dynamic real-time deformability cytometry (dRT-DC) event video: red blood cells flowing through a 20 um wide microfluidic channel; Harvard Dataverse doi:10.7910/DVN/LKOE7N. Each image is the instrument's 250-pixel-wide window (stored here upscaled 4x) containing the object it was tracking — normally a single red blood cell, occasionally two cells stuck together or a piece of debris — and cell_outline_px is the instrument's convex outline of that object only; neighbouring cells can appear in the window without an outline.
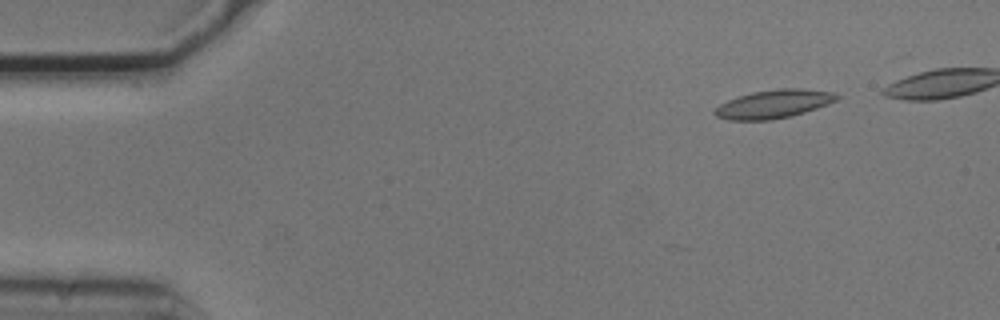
{"species": "common noctule bat (a hibernating species)", "species_latin": "Nyctalus noctula", "temperature_condition": "cold", "stored_images_in_passage": 39, "camera_frame_rate_fps": 3000, "um_per_image_px": 0.085, "animal": {"sex": "male", "body_mass_g": 20.5, "forearm_length_mm": 52.5}, "frame": {"image": 1, "passage_image": 1, "time_ms": 0.0, "image_size_px": [1000, 320], "cell_outline_px": [[844, 96], [828, 104], [804, 112], [788, 116], [768, 120], [728, 120], [716, 116], [712, 112], [720, 104], [728, 100], [752, 92], [776, 88], [800, 88], [836, 92]], "centroid_in_image_um": [65.8, 8.82], "position_along_channel_um": 19.2, "area_um2": 20.23}}
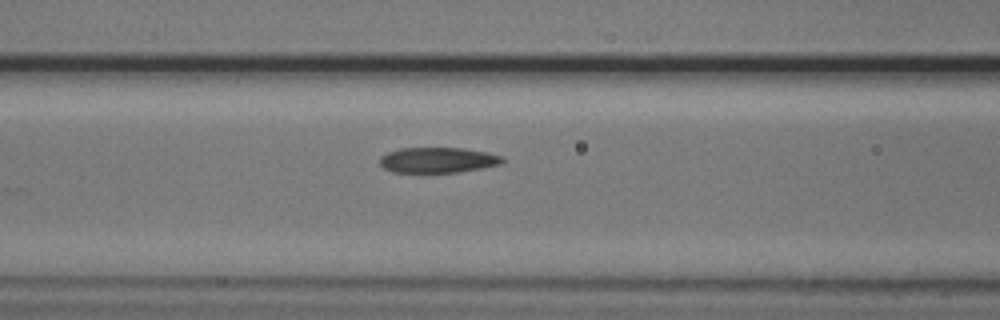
{"frame": {"image": 2, "passage_image": 17, "time_ms": 5.333, "image_size_px": [1000, 320], "cell_outline_px": [[504, 160], [500, 164], [480, 168], [456, 172], [392, 172], [384, 168], [380, 164], [380, 156], [388, 152], [400, 148], [460, 148], [488, 152], [504, 156]], "centroid_in_image_um": [37.21, 13.6], "position_along_channel_um": 129.4, "area_um2": 18.09}}
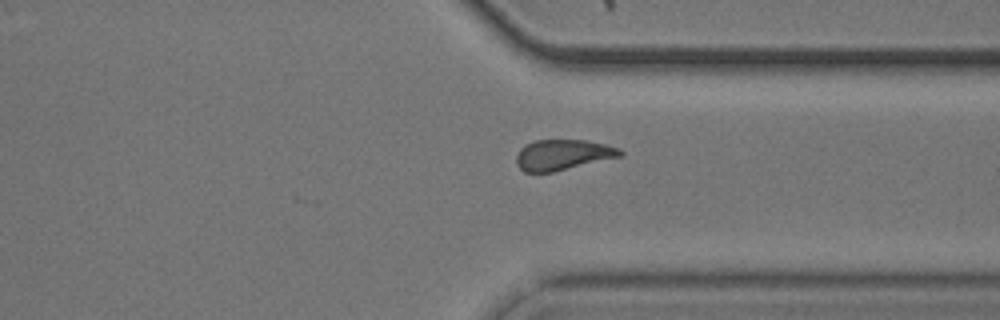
{"frame": {"image": 3, "passage_image": 36, "time_ms": 11.667, "image_size_px": [1000, 320], "cell_outline_px": [[624, 156], [552, 172], [524, 172], [516, 164], [516, 156], [520, 148], [524, 144], [536, 140], [584, 140], [604, 144], [620, 148], [624, 152]], "centroid_in_image_um": [47.85, 13.16], "position_along_channel_um": 363.6, "area_um2": 18.61}, "authors_computed_cell_mechanics": {"area_um2": 19.1896, "velocity_mm_per_s": 3.7103, "shape_relaxation_time_tau1_ms": 9.5829, "shape_relaxation_time_tau2_ms": 2.9017, "deformation_change_tau1": 0.168, "deformation_change_tau2": 0.0862}}